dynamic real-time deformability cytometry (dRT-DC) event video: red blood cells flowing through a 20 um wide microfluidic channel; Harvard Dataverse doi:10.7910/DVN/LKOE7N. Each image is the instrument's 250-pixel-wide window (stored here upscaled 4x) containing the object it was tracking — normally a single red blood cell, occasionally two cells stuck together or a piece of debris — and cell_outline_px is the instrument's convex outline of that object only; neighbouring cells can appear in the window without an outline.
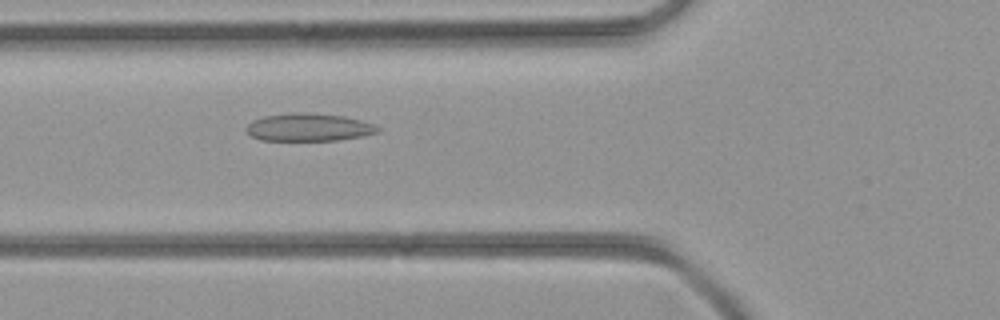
{"species": "common noctule bat (a hibernating species)", "species_latin": "Nyctalus noctula", "temperature_condition": "room temperature", "stored_images_in_passage": 18, "camera_frame_rate_fps": 3000, "um_per_image_px": 0.085, "animal": {"sex": "female", "body_mass_g": 21.9}, "frame": {"image": 1, "passage_image": 16, "time_ms": 5.0, "image_size_px": [1000, 320], "cell_outline_px": [[380, 132], [364, 136], [340, 140], [260, 140], [252, 136], [244, 128], [252, 120], [264, 116], [296, 112], [304, 112], [344, 116], [360, 120], [372, 124], [380, 128]], "centroid_in_image_um": [26.24, 10.82], "position_along_channel_um": 99.6, "area_um2": 21.27}}